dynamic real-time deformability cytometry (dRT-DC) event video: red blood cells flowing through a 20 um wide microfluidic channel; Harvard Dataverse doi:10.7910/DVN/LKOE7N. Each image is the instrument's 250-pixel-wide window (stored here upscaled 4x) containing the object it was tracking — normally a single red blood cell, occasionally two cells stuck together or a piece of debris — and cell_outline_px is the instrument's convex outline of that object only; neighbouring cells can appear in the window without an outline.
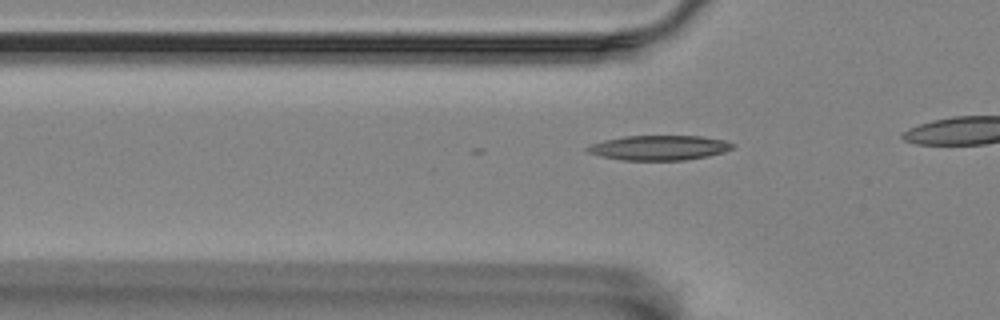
{"species": "Egyptian fruit bat (a non-hibernating species)", "species_latin": "Rousettus aegyptiacus", "temperature_condition": "room temperature", "stored_images_in_passage": 10, "camera_frame_rate_fps": 3000, "um_per_image_px": 0.085, "animal": {"sex": "female"}, "frame": {"image": 1, "passage_image": 4, "time_ms": 1.0, "image_size_px": [1000, 320], "cell_outline_px": [[736, 144], [732, 148], [724, 152], [708, 156], [684, 160], [624, 160], [600, 156], [588, 152], [584, 148], [592, 144], [604, 140], [624, 136], [700, 136], [724, 140]], "centroid_in_image_um": [56.03, 12.55], "position_along_channel_um": 69.8, "area_um2": 20.92}}
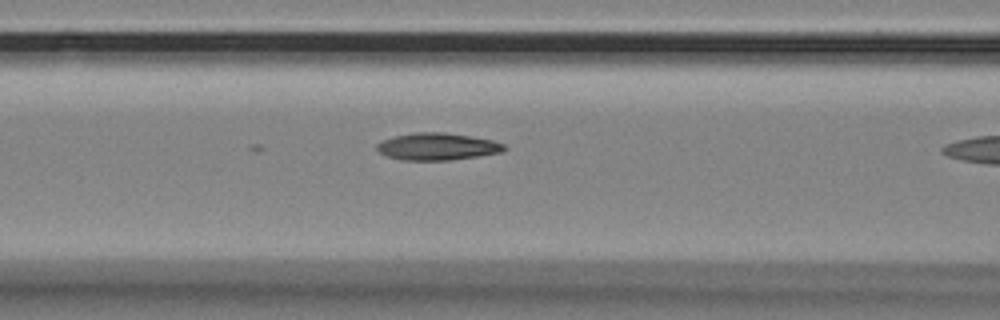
{"frame": {"image": 2, "passage_image": 9, "time_ms": 2.667, "image_size_px": [1000, 320], "cell_outline_px": [[508, 148], [500, 152], [476, 156], [448, 160], [400, 160], [388, 156], [380, 152], [376, 148], [376, 144], [384, 140], [396, 136], [416, 132], [444, 132], [492, 140], [504, 144]], "centroid_in_image_um": [37.16, 12.46], "position_along_channel_um": 129.4, "area_um2": 19.83}}